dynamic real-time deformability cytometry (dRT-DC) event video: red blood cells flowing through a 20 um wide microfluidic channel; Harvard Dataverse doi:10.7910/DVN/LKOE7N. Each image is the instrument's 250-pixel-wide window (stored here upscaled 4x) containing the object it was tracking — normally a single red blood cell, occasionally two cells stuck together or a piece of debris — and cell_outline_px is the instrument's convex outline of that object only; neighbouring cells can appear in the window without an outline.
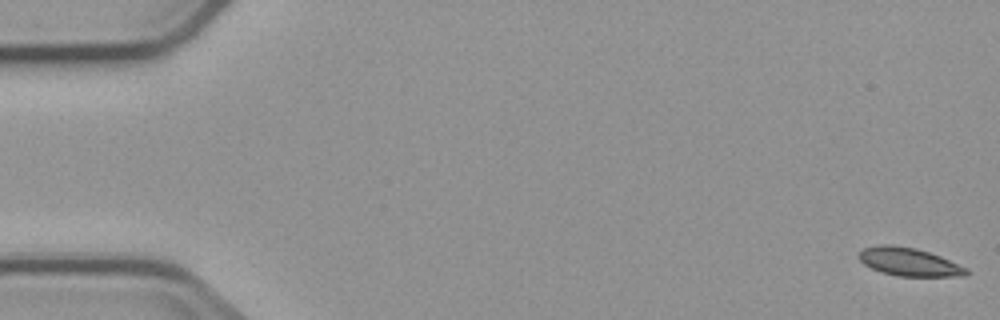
{"species": "common noctule bat (a hibernating species)", "species_latin": "Nyctalus noctula", "temperature_condition": "cold", "stored_images_in_passage": 9, "camera_frame_rate_fps": 3000, "um_per_image_px": 0.085, "animal": {"sex": "male", "body_mass_g": 23.1, "forearm_length_mm": 52.7}, "frame": {"image": 1, "passage_image": 1, "time_ms": 0.0, "image_size_px": [1000, 320], "cell_outline_px": [[968, 276], [896, 276], [880, 272], [864, 264], [856, 256], [864, 248], [880, 244], [888, 244], [916, 248], [940, 256], [968, 268]], "centroid_in_image_um": [77.26, 22.26], "position_along_channel_um": 7.7, "area_um2": 17.69}}
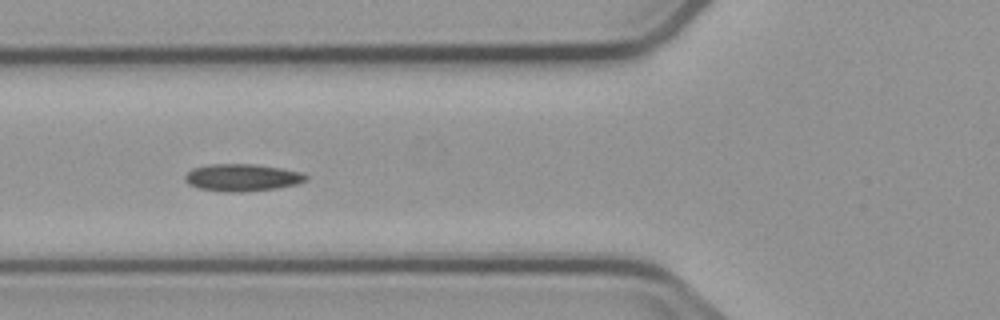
{"frame": {"image": 2, "passage_image": 6, "time_ms": 6.667, "image_size_px": [1000, 320], "cell_outline_px": [[308, 176], [304, 180], [296, 184], [276, 188], [244, 192], [228, 192], [200, 188], [188, 184], [184, 180], [184, 176], [192, 168], [208, 164], [256, 164], [280, 168], [300, 172]], "centroid_in_image_um": [20.54, 15.08], "position_along_channel_um": 105.3, "area_um2": 19.07}}
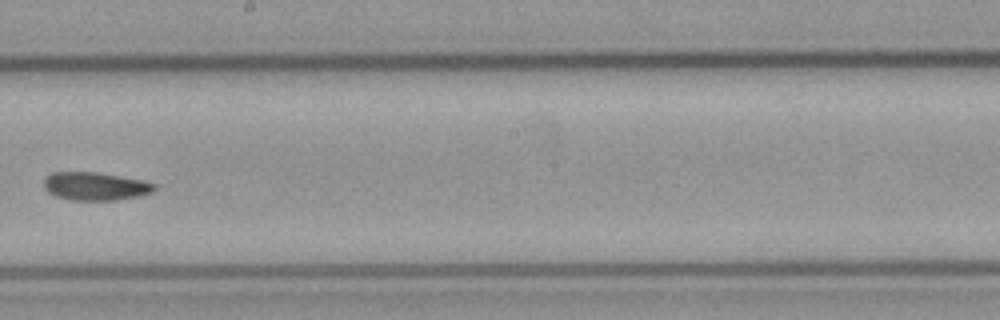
{"frame": {"image": 3, "passage_image": 9, "time_ms": 10.333, "image_size_px": [1000, 320], "cell_outline_px": [[156, 188], [152, 192], [140, 196], [116, 200], [72, 200], [56, 196], [48, 192], [44, 188], [44, 180], [52, 172], [96, 172], [140, 180], [156, 184]], "centroid_in_image_um": [8.1, 15.84], "position_along_channel_um": 240.1, "area_um2": 17.98}}